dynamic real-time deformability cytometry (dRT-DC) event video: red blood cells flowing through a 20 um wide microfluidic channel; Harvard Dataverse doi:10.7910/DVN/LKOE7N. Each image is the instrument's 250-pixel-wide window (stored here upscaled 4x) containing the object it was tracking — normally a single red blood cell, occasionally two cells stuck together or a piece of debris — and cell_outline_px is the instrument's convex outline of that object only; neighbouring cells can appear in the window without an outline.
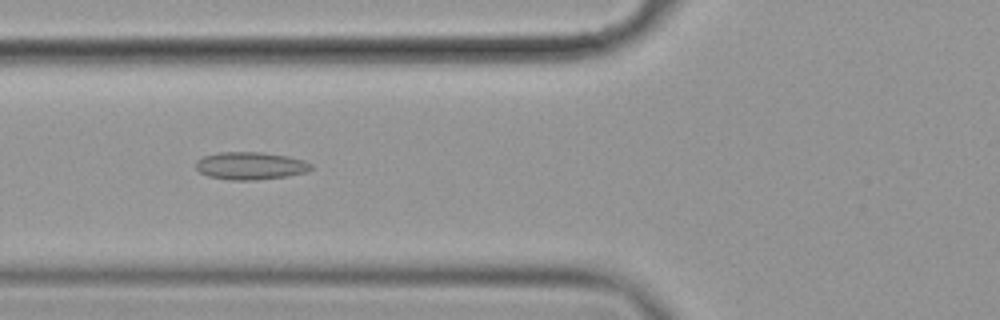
{"species": "common noctule bat (a hibernating species)", "species_latin": "Nyctalus noctula", "temperature_condition": "cold", "stored_images_in_passage": 43, "camera_frame_rate_fps": 3000, "um_per_image_px": 0.085, "animal": {"sex": "female", "body_mass_g": 19.9}, "frame": {"image": 1, "passage_image": 8, "time_ms": 2.333, "image_size_px": [1000, 320], "cell_outline_px": [[312, 168], [308, 172], [288, 176], [256, 180], [228, 180], [208, 176], [200, 172], [196, 168], [196, 160], [204, 156], [220, 152], [260, 152], [288, 156], [304, 160], [312, 164]], "centroid_in_image_um": [21.3, 14.09], "position_along_channel_um": 104.5, "area_um2": 18.67}}
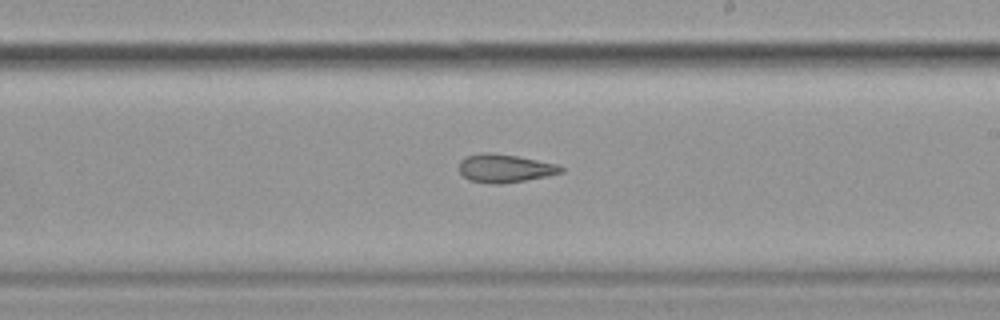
{"frame": {"image": 2, "passage_image": 20, "time_ms": 6.333, "image_size_px": [1000, 320], "cell_outline_px": [[564, 172], [548, 176], [500, 184], [492, 184], [468, 180], [460, 172], [460, 160], [468, 156], [484, 152], [492, 152], [516, 156], [560, 164], [564, 168]], "centroid_in_image_um": [42.95, 14.3], "position_along_channel_um": 246.1, "area_um2": 16.82}}
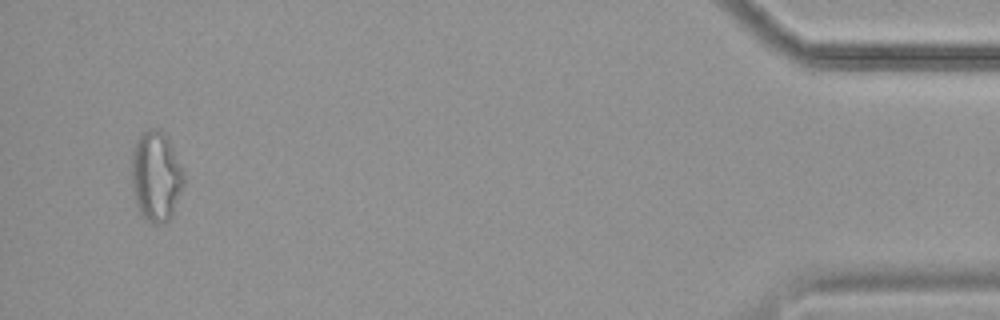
{"frame": {"image": 3, "passage_image": 41, "time_ms": 13.333, "image_size_px": [1000, 320], "cell_outline_px": [[184, 184], [172, 216], [164, 224], [152, 224], [144, 220], [136, 204], [132, 188], [132, 152], [136, 140], [140, 132], [148, 128], [156, 128], [164, 132], [168, 136], [184, 168]], "centroid_in_image_um": [13.28, 14.96], "position_along_channel_um": 421.9, "area_um2": 28.21}, "authors_computed_cell_mechanics": {"area_um2": 18.6116, "velocity_mm_per_s": 3.5485, "shape_relaxation_time_tau1_ms": null, "shape_relaxation_time_tau2_ms": 3.4754, "deformation_change_tau1": null, "deformation_change_tau2": 0.1058}}